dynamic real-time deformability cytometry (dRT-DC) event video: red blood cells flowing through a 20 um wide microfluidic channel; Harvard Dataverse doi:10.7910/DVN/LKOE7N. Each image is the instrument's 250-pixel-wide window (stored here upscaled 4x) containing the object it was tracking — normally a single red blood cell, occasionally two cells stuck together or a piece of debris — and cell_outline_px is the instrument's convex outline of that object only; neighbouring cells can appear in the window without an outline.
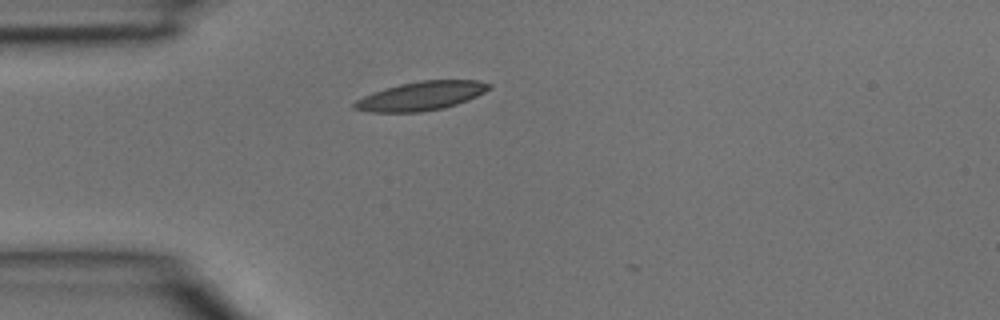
{"species": "common noctule bat (a hibernating species)", "species_latin": "Nyctalus noctula", "temperature_condition": "room temperature", "stored_images_in_passage": 5, "camera_frame_rate_fps": 3000, "um_per_image_px": 0.085, "animal": {"sex": "male", "body_mass_g": 15.6}, "frame": {"image": 1, "passage_image": 5, "time_ms": 1.333, "image_size_px": [1000, 320], "cell_outline_px": [[492, 88], [468, 100], [444, 108], [420, 112], [368, 112], [352, 108], [352, 104], [356, 100], [364, 96], [400, 84], [420, 80], [480, 80], [492, 84]], "centroid_in_image_um": [35.83, 8.16], "position_along_channel_um": 49.2, "area_um2": 22.54}}